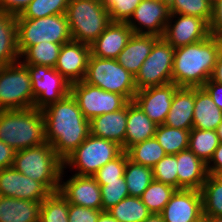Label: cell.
I'll return each instance as SVG.
<instances>
[{
	"label": "cell",
	"instance_id": "cell-1",
	"mask_svg": "<svg viewBox=\"0 0 222 222\" xmlns=\"http://www.w3.org/2000/svg\"><path fill=\"white\" fill-rule=\"evenodd\" d=\"M42 113L47 143L63 161L89 136V120L84 117L71 93L46 106Z\"/></svg>",
	"mask_w": 222,
	"mask_h": 222
},
{
	"label": "cell",
	"instance_id": "cell-2",
	"mask_svg": "<svg viewBox=\"0 0 222 222\" xmlns=\"http://www.w3.org/2000/svg\"><path fill=\"white\" fill-rule=\"evenodd\" d=\"M222 40L213 36L175 48L172 82L178 87H202L212 76Z\"/></svg>",
	"mask_w": 222,
	"mask_h": 222
},
{
	"label": "cell",
	"instance_id": "cell-3",
	"mask_svg": "<svg viewBox=\"0 0 222 222\" xmlns=\"http://www.w3.org/2000/svg\"><path fill=\"white\" fill-rule=\"evenodd\" d=\"M0 140L15 151L46 143L45 120L42 110H0Z\"/></svg>",
	"mask_w": 222,
	"mask_h": 222
},
{
	"label": "cell",
	"instance_id": "cell-4",
	"mask_svg": "<svg viewBox=\"0 0 222 222\" xmlns=\"http://www.w3.org/2000/svg\"><path fill=\"white\" fill-rule=\"evenodd\" d=\"M12 167L41 182L51 193L59 191L63 161L49 143L15 151Z\"/></svg>",
	"mask_w": 222,
	"mask_h": 222
},
{
	"label": "cell",
	"instance_id": "cell-5",
	"mask_svg": "<svg viewBox=\"0 0 222 222\" xmlns=\"http://www.w3.org/2000/svg\"><path fill=\"white\" fill-rule=\"evenodd\" d=\"M66 17L73 41L91 45L111 23L101 0H69Z\"/></svg>",
	"mask_w": 222,
	"mask_h": 222
},
{
	"label": "cell",
	"instance_id": "cell-6",
	"mask_svg": "<svg viewBox=\"0 0 222 222\" xmlns=\"http://www.w3.org/2000/svg\"><path fill=\"white\" fill-rule=\"evenodd\" d=\"M17 48L21 55L28 47L41 42L66 44L72 41L66 14L43 18H16Z\"/></svg>",
	"mask_w": 222,
	"mask_h": 222
},
{
	"label": "cell",
	"instance_id": "cell-7",
	"mask_svg": "<svg viewBox=\"0 0 222 222\" xmlns=\"http://www.w3.org/2000/svg\"><path fill=\"white\" fill-rule=\"evenodd\" d=\"M123 152L122 147L111 140L92 134L63 160V169H75V175L93 176L109 161Z\"/></svg>",
	"mask_w": 222,
	"mask_h": 222
},
{
	"label": "cell",
	"instance_id": "cell-8",
	"mask_svg": "<svg viewBox=\"0 0 222 222\" xmlns=\"http://www.w3.org/2000/svg\"><path fill=\"white\" fill-rule=\"evenodd\" d=\"M83 81L102 90L123 95L129 101L134 100L137 92L135 76L125 70L116 59L90 55Z\"/></svg>",
	"mask_w": 222,
	"mask_h": 222
},
{
	"label": "cell",
	"instance_id": "cell-9",
	"mask_svg": "<svg viewBox=\"0 0 222 222\" xmlns=\"http://www.w3.org/2000/svg\"><path fill=\"white\" fill-rule=\"evenodd\" d=\"M34 95L27 67L20 61L0 67V110L33 107Z\"/></svg>",
	"mask_w": 222,
	"mask_h": 222
},
{
	"label": "cell",
	"instance_id": "cell-10",
	"mask_svg": "<svg viewBox=\"0 0 222 222\" xmlns=\"http://www.w3.org/2000/svg\"><path fill=\"white\" fill-rule=\"evenodd\" d=\"M175 48L162 37L153 45L151 53L135 76L138 90L172 82Z\"/></svg>",
	"mask_w": 222,
	"mask_h": 222
},
{
	"label": "cell",
	"instance_id": "cell-11",
	"mask_svg": "<svg viewBox=\"0 0 222 222\" xmlns=\"http://www.w3.org/2000/svg\"><path fill=\"white\" fill-rule=\"evenodd\" d=\"M70 93L76 99L84 117L89 121L105 113L116 112L130 102L123 95L102 90L84 81L72 83Z\"/></svg>",
	"mask_w": 222,
	"mask_h": 222
},
{
	"label": "cell",
	"instance_id": "cell-12",
	"mask_svg": "<svg viewBox=\"0 0 222 222\" xmlns=\"http://www.w3.org/2000/svg\"><path fill=\"white\" fill-rule=\"evenodd\" d=\"M30 74L34 95L33 107L44 109L70 94L71 84L55 68L24 64Z\"/></svg>",
	"mask_w": 222,
	"mask_h": 222
},
{
	"label": "cell",
	"instance_id": "cell-13",
	"mask_svg": "<svg viewBox=\"0 0 222 222\" xmlns=\"http://www.w3.org/2000/svg\"><path fill=\"white\" fill-rule=\"evenodd\" d=\"M209 36V24L204 19L190 15L170 14L162 38L174 48H178L200 42Z\"/></svg>",
	"mask_w": 222,
	"mask_h": 222
},
{
	"label": "cell",
	"instance_id": "cell-14",
	"mask_svg": "<svg viewBox=\"0 0 222 222\" xmlns=\"http://www.w3.org/2000/svg\"><path fill=\"white\" fill-rule=\"evenodd\" d=\"M169 16V5L166 2L142 0L126 23L135 34L162 37Z\"/></svg>",
	"mask_w": 222,
	"mask_h": 222
},
{
	"label": "cell",
	"instance_id": "cell-15",
	"mask_svg": "<svg viewBox=\"0 0 222 222\" xmlns=\"http://www.w3.org/2000/svg\"><path fill=\"white\" fill-rule=\"evenodd\" d=\"M64 169L62 170L59 184V193L68 203L102 210V196L100 185L93 176L73 175L68 180L62 181Z\"/></svg>",
	"mask_w": 222,
	"mask_h": 222
},
{
	"label": "cell",
	"instance_id": "cell-16",
	"mask_svg": "<svg viewBox=\"0 0 222 222\" xmlns=\"http://www.w3.org/2000/svg\"><path fill=\"white\" fill-rule=\"evenodd\" d=\"M51 192L13 167L0 170V196L42 202Z\"/></svg>",
	"mask_w": 222,
	"mask_h": 222
},
{
	"label": "cell",
	"instance_id": "cell-17",
	"mask_svg": "<svg viewBox=\"0 0 222 222\" xmlns=\"http://www.w3.org/2000/svg\"><path fill=\"white\" fill-rule=\"evenodd\" d=\"M164 222H198L203 219L199 190L178 189L160 213Z\"/></svg>",
	"mask_w": 222,
	"mask_h": 222
},
{
	"label": "cell",
	"instance_id": "cell-18",
	"mask_svg": "<svg viewBox=\"0 0 222 222\" xmlns=\"http://www.w3.org/2000/svg\"><path fill=\"white\" fill-rule=\"evenodd\" d=\"M178 88L173 82L138 90L134 102L158 126L164 124Z\"/></svg>",
	"mask_w": 222,
	"mask_h": 222
},
{
	"label": "cell",
	"instance_id": "cell-19",
	"mask_svg": "<svg viewBox=\"0 0 222 222\" xmlns=\"http://www.w3.org/2000/svg\"><path fill=\"white\" fill-rule=\"evenodd\" d=\"M90 55V45L72 40L61 46L54 68L70 84L83 81Z\"/></svg>",
	"mask_w": 222,
	"mask_h": 222
},
{
	"label": "cell",
	"instance_id": "cell-20",
	"mask_svg": "<svg viewBox=\"0 0 222 222\" xmlns=\"http://www.w3.org/2000/svg\"><path fill=\"white\" fill-rule=\"evenodd\" d=\"M133 31L126 22H111L104 32L90 45L91 56L117 59L125 48Z\"/></svg>",
	"mask_w": 222,
	"mask_h": 222
},
{
	"label": "cell",
	"instance_id": "cell-21",
	"mask_svg": "<svg viewBox=\"0 0 222 222\" xmlns=\"http://www.w3.org/2000/svg\"><path fill=\"white\" fill-rule=\"evenodd\" d=\"M161 37L153 34H135L131 36L125 48L119 53L117 62L132 75L136 76L143 62L151 53L153 45Z\"/></svg>",
	"mask_w": 222,
	"mask_h": 222
},
{
	"label": "cell",
	"instance_id": "cell-22",
	"mask_svg": "<svg viewBox=\"0 0 222 222\" xmlns=\"http://www.w3.org/2000/svg\"><path fill=\"white\" fill-rule=\"evenodd\" d=\"M177 157L178 189L199 190L207 178V164L189 148L180 151Z\"/></svg>",
	"mask_w": 222,
	"mask_h": 222
},
{
	"label": "cell",
	"instance_id": "cell-23",
	"mask_svg": "<svg viewBox=\"0 0 222 222\" xmlns=\"http://www.w3.org/2000/svg\"><path fill=\"white\" fill-rule=\"evenodd\" d=\"M157 125L142 111L134 102L127 104V122L124 144L121 146L123 151H127L142 141L153 138Z\"/></svg>",
	"mask_w": 222,
	"mask_h": 222
},
{
	"label": "cell",
	"instance_id": "cell-24",
	"mask_svg": "<svg viewBox=\"0 0 222 222\" xmlns=\"http://www.w3.org/2000/svg\"><path fill=\"white\" fill-rule=\"evenodd\" d=\"M194 87H178L164 125L191 130L193 128Z\"/></svg>",
	"mask_w": 222,
	"mask_h": 222
},
{
	"label": "cell",
	"instance_id": "cell-25",
	"mask_svg": "<svg viewBox=\"0 0 222 222\" xmlns=\"http://www.w3.org/2000/svg\"><path fill=\"white\" fill-rule=\"evenodd\" d=\"M127 105L112 113L94 117L89 121L90 134L124 144L126 135Z\"/></svg>",
	"mask_w": 222,
	"mask_h": 222
},
{
	"label": "cell",
	"instance_id": "cell-26",
	"mask_svg": "<svg viewBox=\"0 0 222 222\" xmlns=\"http://www.w3.org/2000/svg\"><path fill=\"white\" fill-rule=\"evenodd\" d=\"M222 122V110L203 87H194L193 128L216 130Z\"/></svg>",
	"mask_w": 222,
	"mask_h": 222
},
{
	"label": "cell",
	"instance_id": "cell-27",
	"mask_svg": "<svg viewBox=\"0 0 222 222\" xmlns=\"http://www.w3.org/2000/svg\"><path fill=\"white\" fill-rule=\"evenodd\" d=\"M41 203L0 196V222H39Z\"/></svg>",
	"mask_w": 222,
	"mask_h": 222
},
{
	"label": "cell",
	"instance_id": "cell-28",
	"mask_svg": "<svg viewBox=\"0 0 222 222\" xmlns=\"http://www.w3.org/2000/svg\"><path fill=\"white\" fill-rule=\"evenodd\" d=\"M18 61L16 16L0 10V67Z\"/></svg>",
	"mask_w": 222,
	"mask_h": 222
},
{
	"label": "cell",
	"instance_id": "cell-29",
	"mask_svg": "<svg viewBox=\"0 0 222 222\" xmlns=\"http://www.w3.org/2000/svg\"><path fill=\"white\" fill-rule=\"evenodd\" d=\"M220 141L216 130L192 128L189 134V149L205 164L212 159Z\"/></svg>",
	"mask_w": 222,
	"mask_h": 222
},
{
	"label": "cell",
	"instance_id": "cell-30",
	"mask_svg": "<svg viewBox=\"0 0 222 222\" xmlns=\"http://www.w3.org/2000/svg\"><path fill=\"white\" fill-rule=\"evenodd\" d=\"M124 179L128 187L129 196L140 197L154 180L152 168L136 164L128 159L126 153V166Z\"/></svg>",
	"mask_w": 222,
	"mask_h": 222
},
{
	"label": "cell",
	"instance_id": "cell-31",
	"mask_svg": "<svg viewBox=\"0 0 222 222\" xmlns=\"http://www.w3.org/2000/svg\"><path fill=\"white\" fill-rule=\"evenodd\" d=\"M190 130L173 128L167 125H158L154 137L166 154L176 155L189 148Z\"/></svg>",
	"mask_w": 222,
	"mask_h": 222
},
{
	"label": "cell",
	"instance_id": "cell-32",
	"mask_svg": "<svg viewBox=\"0 0 222 222\" xmlns=\"http://www.w3.org/2000/svg\"><path fill=\"white\" fill-rule=\"evenodd\" d=\"M61 46V44L52 42H41L35 44L28 47L20 55V62L22 64L43 65L54 68L58 60Z\"/></svg>",
	"mask_w": 222,
	"mask_h": 222
},
{
	"label": "cell",
	"instance_id": "cell-33",
	"mask_svg": "<svg viewBox=\"0 0 222 222\" xmlns=\"http://www.w3.org/2000/svg\"><path fill=\"white\" fill-rule=\"evenodd\" d=\"M126 153L132 162L149 168H153L166 155L155 137L131 146Z\"/></svg>",
	"mask_w": 222,
	"mask_h": 222
},
{
	"label": "cell",
	"instance_id": "cell-34",
	"mask_svg": "<svg viewBox=\"0 0 222 222\" xmlns=\"http://www.w3.org/2000/svg\"><path fill=\"white\" fill-rule=\"evenodd\" d=\"M200 192L203 215L222 216V176L208 174Z\"/></svg>",
	"mask_w": 222,
	"mask_h": 222
},
{
	"label": "cell",
	"instance_id": "cell-35",
	"mask_svg": "<svg viewBox=\"0 0 222 222\" xmlns=\"http://www.w3.org/2000/svg\"><path fill=\"white\" fill-rule=\"evenodd\" d=\"M108 212L118 222H142L151 214L140 197L134 196L124 198Z\"/></svg>",
	"mask_w": 222,
	"mask_h": 222
},
{
	"label": "cell",
	"instance_id": "cell-36",
	"mask_svg": "<svg viewBox=\"0 0 222 222\" xmlns=\"http://www.w3.org/2000/svg\"><path fill=\"white\" fill-rule=\"evenodd\" d=\"M176 190L170 185L153 180L140 199L151 213L160 214Z\"/></svg>",
	"mask_w": 222,
	"mask_h": 222
},
{
	"label": "cell",
	"instance_id": "cell-37",
	"mask_svg": "<svg viewBox=\"0 0 222 222\" xmlns=\"http://www.w3.org/2000/svg\"><path fill=\"white\" fill-rule=\"evenodd\" d=\"M39 222H69L68 201L59 191L41 202Z\"/></svg>",
	"mask_w": 222,
	"mask_h": 222
},
{
	"label": "cell",
	"instance_id": "cell-38",
	"mask_svg": "<svg viewBox=\"0 0 222 222\" xmlns=\"http://www.w3.org/2000/svg\"><path fill=\"white\" fill-rule=\"evenodd\" d=\"M69 0H32L16 18L37 19L51 15L66 14Z\"/></svg>",
	"mask_w": 222,
	"mask_h": 222
},
{
	"label": "cell",
	"instance_id": "cell-39",
	"mask_svg": "<svg viewBox=\"0 0 222 222\" xmlns=\"http://www.w3.org/2000/svg\"><path fill=\"white\" fill-rule=\"evenodd\" d=\"M169 13L196 16L209 24L212 4L208 0H172L169 4Z\"/></svg>",
	"mask_w": 222,
	"mask_h": 222
},
{
	"label": "cell",
	"instance_id": "cell-40",
	"mask_svg": "<svg viewBox=\"0 0 222 222\" xmlns=\"http://www.w3.org/2000/svg\"><path fill=\"white\" fill-rule=\"evenodd\" d=\"M102 196V211H108L124 198L129 196L128 187L124 178L113 181H97Z\"/></svg>",
	"mask_w": 222,
	"mask_h": 222
},
{
	"label": "cell",
	"instance_id": "cell-41",
	"mask_svg": "<svg viewBox=\"0 0 222 222\" xmlns=\"http://www.w3.org/2000/svg\"><path fill=\"white\" fill-rule=\"evenodd\" d=\"M152 170L154 180L178 190L177 157L175 155L166 154Z\"/></svg>",
	"mask_w": 222,
	"mask_h": 222
},
{
	"label": "cell",
	"instance_id": "cell-42",
	"mask_svg": "<svg viewBox=\"0 0 222 222\" xmlns=\"http://www.w3.org/2000/svg\"><path fill=\"white\" fill-rule=\"evenodd\" d=\"M111 22H127L142 0H101Z\"/></svg>",
	"mask_w": 222,
	"mask_h": 222
},
{
	"label": "cell",
	"instance_id": "cell-43",
	"mask_svg": "<svg viewBox=\"0 0 222 222\" xmlns=\"http://www.w3.org/2000/svg\"><path fill=\"white\" fill-rule=\"evenodd\" d=\"M126 166V151H123L117 158L106 163L93 177L96 181H113L124 178Z\"/></svg>",
	"mask_w": 222,
	"mask_h": 222
},
{
	"label": "cell",
	"instance_id": "cell-44",
	"mask_svg": "<svg viewBox=\"0 0 222 222\" xmlns=\"http://www.w3.org/2000/svg\"><path fill=\"white\" fill-rule=\"evenodd\" d=\"M101 211L68 203V220L69 222H97Z\"/></svg>",
	"mask_w": 222,
	"mask_h": 222
},
{
	"label": "cell",
	"instance_id": "cell-45",
	"mask_svg": "<svg viewBox=\"0 0 222 222\" xmlns=\"http://www.w3.org/2000/svg\"><path fill=\"white\" fill-rule=\"evenodd\" d=\"M210 35L222 38V0L212 5V16L209 22Z\"/></svg>",
	"mask_w": 222,
	"mask_h": 222
},
{
	"label": "cell",
	"instance_id": "cell-46",
	"mask_svg": "<svg viewBox=\"0 0 222 222\" xmlns=\"http://www.w3.org/2000/svg\"><path fill=\"white\" fill-rule=\"evenodd\" d=\"M32 0H0V10L14 16L20 15Z\"/></svg>",
	"mask_w": 222,
	"mask_h": 222
},
{
	"label": "cell",
	"instance_id": "cell-47",
	"mask_svg": "<svg viewBox=\"0 0 222 222\" xmlns=\"http://www.w3.org/2000/svg\"><path fill=\"white\" fill-rule=\"evenodd\" d=\"M211 96L213 102L222 110V83L211 78L202 86Z\"/></svg>",
	"mask_w": 222,
	"mask_h": 222
},
{
	"label": "cell",
	"instance_id": "cell-48",
	"mask_svg": "<svg viewBox=\"0 0 222 222\" xmlns=\"http://www.w3.org/2000/svg\"><path fill=\"white\" fill-rule=\"evenodd\" d=\"M209 175L222 176V143L216 148L212 159L207 164Z\"/></svg>",
	"mask_w": 222,
	"mask_h": 222
},
{
	"label": "cell",
	"instance_id": "cell-49",
	"mask_svg": "<svg viewBox=\"0 0 222 222\" xmlns=\"http://www.w3.org/2000/svg\"><path fill=\"white\" fill-rule=\"evenodd\" d=\"M15 150L0 140V170L12 167Z\"/></svg>",
	"mask_w": 222,
	"mask_h": 222
},
{
	"label": "cell",
	"instance_id": "cell-50",
	"mask_svg": "<svg viewBox=\"0 0 222 222\" xmlns=\"http://www.w3.org/2000/svg\"><path fill=\"white\" fill-rule=\"evenodd\" d=\"M213 81L222 83V48L219 52L214 72L211 76Z\"/></svg>",
	"mask_w": 222,
	"mask_h": 222
},
{
	"label": "cell",
	"instance_id": "cell-51",
	"mask_svg": "<svg viewBox=\"0 0 222 222\" xmlns=\"http://www.w3.org/2000/svg\"><path fill=\"white\" fill-rule=\"evenodd\" d=\"M97 222H118L108 211H101Z\"/></svg>",
	"mask_w": 222,
	"mask_h": 222
},
{
	"label": "cell",
	"instance_id": "cell-52",
	"mask_svg": "<svg viewBox=\"0 0 222 222\" xmlns=\"http://www.w3.org/2000/svg\"><path fill=\"white\" fill-rule=\"evenodd\" d=\"M142 222H164L161 214L151 213L145 220Z\"/></svg>",
	"mask_w": 222,
	"mask_h": 222
},
{
	"label": "cell",
	"instance_id": "cell-53",
	"mask_svg": "<svg viewBox=\"0 0 222 222\" xmlns=\"http://www.w3.org/2000/svg\"><path fill=\"white\" fill-rule=\"evenodd\" d=\"M204 222H222V216L203 215Z\"/></svg>",
	"mask_w": 222,
	"mask_h": 222
},
{
	"label": "cell",
	"instance_id": "cell-54",
	"mask_svg": "<svg viewBox=\"0 0 222 222\" xmlns=\"http://www.w3.org/2000/svg\"><path fill=\"white\" fill-rule=\"evenodd\" d=\"M216 133L218 135L219 141L222 143V122L216 128Z\"/></svg>",
	"mask_w": 222,
	"mask_h": 222
},
{
	"label": "cell",
	"instance_id": "cell-55",
	"mask_svg": "<svg viewBox=\"0 0 222 222\" xmlns=\"http://www.w3.org/2000/svg\"><path fill=\"white\" fill-rule=\"evenodd\" d=\"M158 1L166 2L169 5L172 0H158Z\"/></svg>",
	"mask_w": 222,
	"mask_h": 222
},
{
	"label": "cell",
	"instance_id": "cell-56",
	"mask_svg": "<svg viewBox=\"0 0 222 222\" xmlns=\"http://www.w3.org/2000/svg\"><path fill=\"white\" fill-rule=\"evenodd\" d=\"M212 5L215 4L219 0H208Z\"/></svg>",
	"mask_w": 222,
	"mask_h": 222
}]
</instances>
